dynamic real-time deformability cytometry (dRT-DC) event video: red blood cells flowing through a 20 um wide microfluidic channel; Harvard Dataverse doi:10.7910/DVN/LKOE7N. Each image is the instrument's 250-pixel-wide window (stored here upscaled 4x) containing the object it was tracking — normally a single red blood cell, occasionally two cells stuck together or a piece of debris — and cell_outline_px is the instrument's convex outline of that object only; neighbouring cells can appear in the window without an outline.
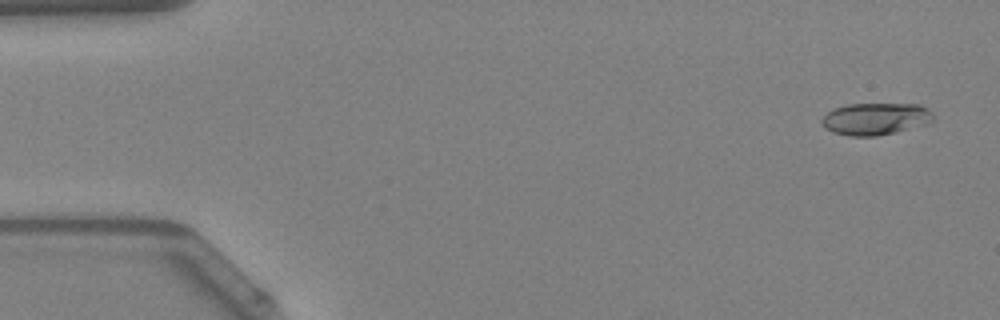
{"species": "Egyptian fruit bat (a non-hibernating species)", "species_latin": "Rousettus aegyptiacus", "temperature_condition": "warm", "stored_images_in_passage": 50, "camera_frame_rate_fps": 3000, "um_per_image_px": 0.085, "animal": {"sex": "female"}, "frame": {"image": 1, "passage_image": 3, "time_ms": 0.667, "image_size_px": [1000, 320], "cell_outline_px": [[932, 120], [928, 124], [896, 132], [876, 136], [848, 136], [832, 132], [820, 120], [828, 112], [836, 108], [848, 104], [920, 104], [928, 108], [932, 112]], "centroid_in_image_um": [74.46, 10.1], "position_along_channel_um": 10.5, "area_um2": 20.75}}
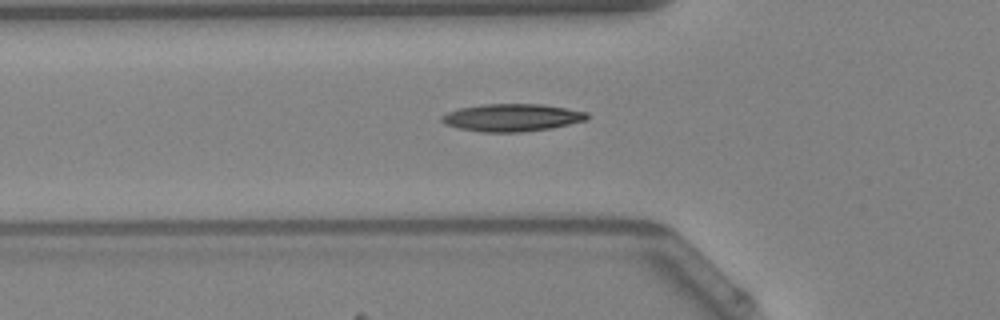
{"frame": {"image": 2, "passage_image": 18, "time_ms": 5.667, "image_size_px": [1000, 320], "cell_outline_px": [[588, 120], [552, 128], [520, 132], [484, 132], [460, 128], [444, 124], [440, 120], [440, 116], [448, 112], [460, 108], [484, 104], [540, 104], [588, 112]], "centroid_in_image_um": [43.52, 10.0], "position_along_channel_um": 82.3, "area_um2": 23.24}, "authors_computed_cell_mechanics": {"area_um2": 21.4727, "velocity_mm_per_s": 4.1175, "shape_relaxation_time_tau1_ms": 7.6398, "shape_relaxation_time_tau2_ms": 2.7206, "deformation_change_tau1": 0.2165, "deformation_change_tau2": 0.1165}}